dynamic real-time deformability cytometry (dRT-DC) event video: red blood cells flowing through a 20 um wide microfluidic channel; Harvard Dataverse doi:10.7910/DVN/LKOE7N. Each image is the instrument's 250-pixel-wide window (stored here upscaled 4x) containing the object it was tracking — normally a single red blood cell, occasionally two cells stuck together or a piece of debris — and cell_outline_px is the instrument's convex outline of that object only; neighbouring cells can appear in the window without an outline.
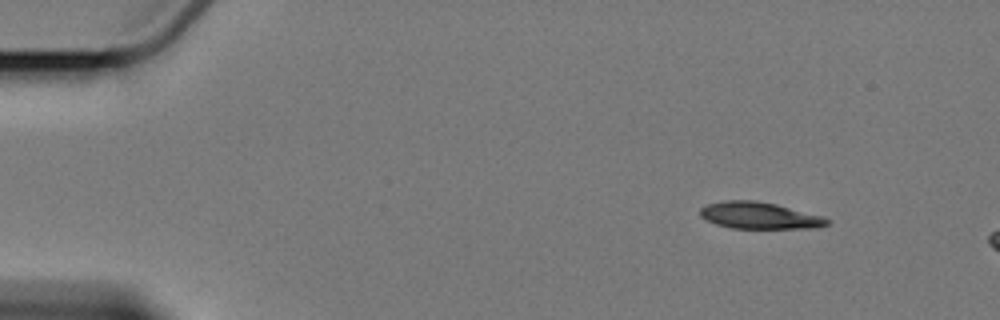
{"species": "Egyptian fruit bat (a non-hibernating species)", "species_latin": "Rousettus aegyptiacus", "temperature_condition": "cold", "stored_images_in_passage": 3, "camera_frame_rate_fps": 3000, "um_per_image_px": 0.085, "animal": {"sex": "female"}, "frame": {"image": 1, "passage_image": 1, "time_ms": 0.0, "image_size_px": [1000, 320], "cell_outline_px": [[832, 220], [828, 224], [820, 228], [732, 228], [716, 224], [700, 216], [700, 208], [704, 204], [724, 200], [756, 200], [776, 204], [824, 216]], "centroid_in_image_um": [64.58, 18.31], "position_along_channel_um": 20.4, "area_um2": 20.0}}